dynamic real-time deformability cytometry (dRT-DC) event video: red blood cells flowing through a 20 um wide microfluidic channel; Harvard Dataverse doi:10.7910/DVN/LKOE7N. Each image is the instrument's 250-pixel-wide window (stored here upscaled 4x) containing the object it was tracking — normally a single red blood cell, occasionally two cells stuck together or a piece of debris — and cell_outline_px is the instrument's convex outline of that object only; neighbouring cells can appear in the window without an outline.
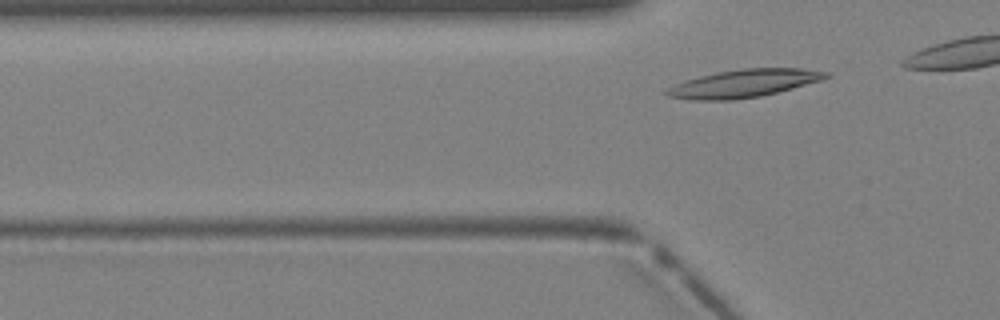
{"species": "Egyptian fruit bat (a non-hibernating species)", "species_latin": "Rousettus aegyptiacus", "temperature_condition": "warm", "stored_images_in_passage": 3, "camera_frame_rate_fps": 3000, "um_per_image_px": 0.085, "animal": {"sex": "female"}, "frame": {"image": 1, "passage_image": 3, "time_ms": 0.667, "image_size_px": [1000, 320], "cell_outline_px": [[832, 76], [820, 80], [792, 88], [760, 96], [732, 100], [696, 100], [668, 96], [664, 92], [668, 88], [676, 84], [700, 76], [716, 72], [740, 68], [800, 68], [828, 72]], "centroid_in_image_um": [63.24, 7.08], "position_along_channel_um": 62.6, "area_um2": 25.49}}